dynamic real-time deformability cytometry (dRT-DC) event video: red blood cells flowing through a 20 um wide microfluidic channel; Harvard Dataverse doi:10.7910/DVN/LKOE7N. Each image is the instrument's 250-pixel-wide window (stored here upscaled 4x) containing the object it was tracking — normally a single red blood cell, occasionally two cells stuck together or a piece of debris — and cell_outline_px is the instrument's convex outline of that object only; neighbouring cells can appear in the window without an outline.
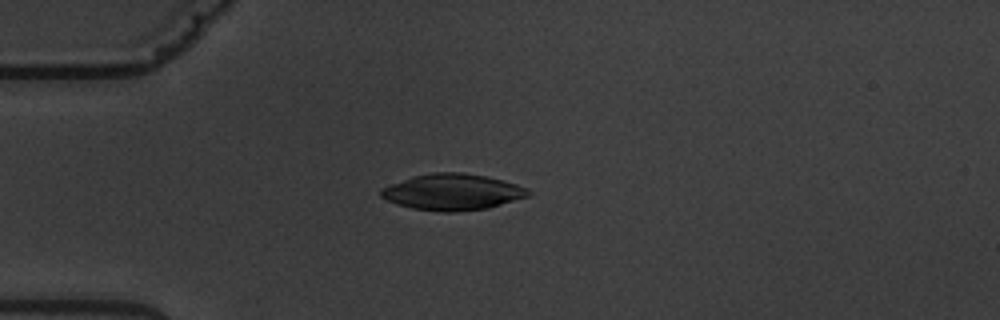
{"species": "common noctule bat (a hibernating species)", "species_latin": "Nyctalus noctula", "temperature_condition": "warm", "stored_images_in_passage": 6, "camera_frame_rate_fps": 3000, "um_per_image_px": 0.085, "animal": {"sex": "male", "body_mass_g": 19.5, "forearm_length_mm": 54.6}, "frame": {"image": 1, "passage_image": 5, "time_ms": 4.333, "image_size_px": [1000, 320], "cell_outline_px": [[532, 192], [528, 196], [488, 208], [456, 212], [440, 212], [412, 208], [396, 204], [380, 196], [380, 188], [412, 176], [432, 172], [464, 172], [504, 180], [528, 188]], "centroid_in_image_um": [38.45, 16.32], "position_along_channel_um": 46.5, "area_um2": 31.21}}